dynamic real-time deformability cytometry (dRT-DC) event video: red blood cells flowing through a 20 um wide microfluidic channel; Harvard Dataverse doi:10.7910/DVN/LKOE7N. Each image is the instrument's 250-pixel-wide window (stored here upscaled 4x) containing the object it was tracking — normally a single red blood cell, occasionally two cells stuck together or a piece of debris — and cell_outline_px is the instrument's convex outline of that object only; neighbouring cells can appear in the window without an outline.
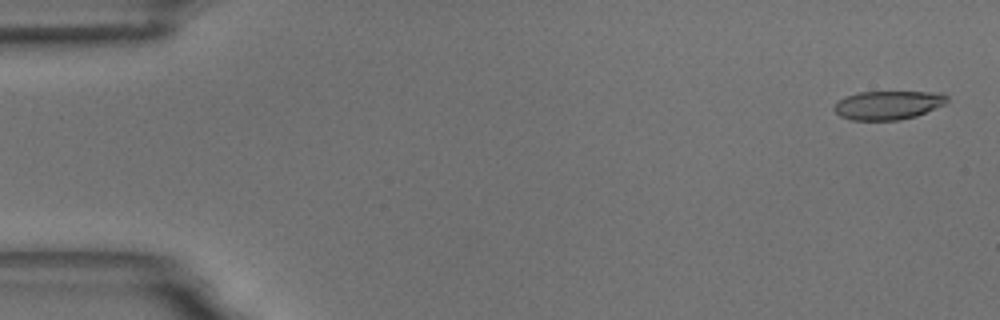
{"species": "common noctule bat (a hibernating species)", "species_latin": "Nyctalus noctula", "temperature_condition": "room temperature", "stored_images_in_passage": 5, "camera_frame_rate_fps": 3000, "um_per_image_px": 0.085, "animal": {"sex": "male", "body_mass_g": 18.8}, "frame": {"image": 1, "passage_image": 1, "time_ms": 0.0, "image_size_px": [1000, 320], "cell_outline_px": [[948, 100], [944, 104], [916, 116], [900, 120], [852, 120], [840, 116], [832, 108], [844, 96], [860, 92], [944, 92], [948, 96]], "centroid_in_image_um": [75.49, 8.93], "position_along_channel_um": 9.5, "area_um2": 18.9}}
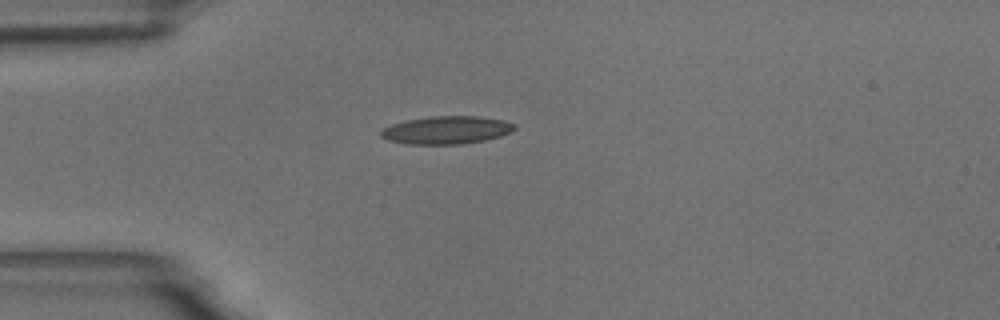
{"frame": {"image": 2, "passage_image": 5, "time_ms": 4.333, "image_size_px": [1000, 320], "cell_outline_px": [[516, 128], [512, 132], [500, 136], [484, 140], [464, 144], [408, 144], [388, 140], [380, 136], [380, 132], [384, 128], [392, 124], [408, 120], [432, 116], [480, 116], [504, 120], [516, 124]], "centroid_in_image_um": [37.99, 11.05], "position_along_channel_um": 47.0, "area_um2": 21.73}}